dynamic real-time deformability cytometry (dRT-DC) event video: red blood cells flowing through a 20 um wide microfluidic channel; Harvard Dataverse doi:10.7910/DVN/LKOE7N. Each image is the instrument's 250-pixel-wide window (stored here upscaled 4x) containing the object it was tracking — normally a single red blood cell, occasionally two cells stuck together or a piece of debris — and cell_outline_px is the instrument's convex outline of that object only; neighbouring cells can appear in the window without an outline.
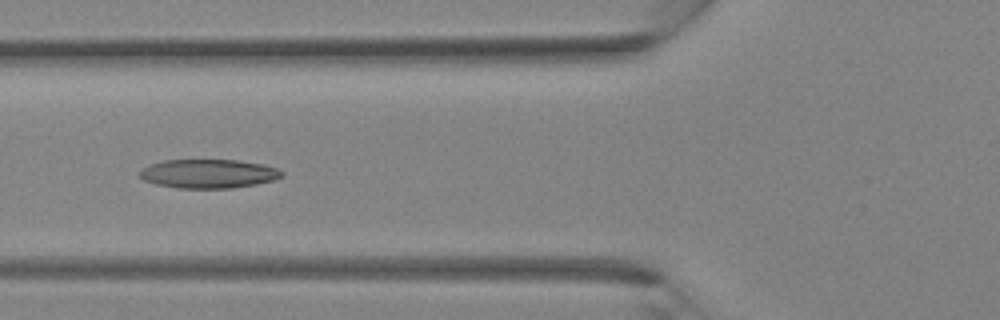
{"species": "Egyptian fruit bat (a non-hibernating species)", "species_latin": "Rousettus aegyptiacus", "temperature_condition": "room temperature", "stored_images_in_passage": 34, "camera_frame_rate_fps": 3000, "um_per_image_px": 0.085, "animal": {"sex": "female"}, "frame": {"image": 1, "passage_image": 11, "time_ms": 3.333, "image_size_px": [1000, 320], "cell_outline_px": [[284, 176], [276, 180], [256, 184], [232, 188], [176, 188], [156, 184], [144, 180], [140, 176], [140, 168], [148, 164], [164, 160], [240, 160], [264, 164], [276, 168], [284, 172]], "centroid_in_image_um": [17.74, 14.76], "position_along_channel_um": 108.1, "area_um2": 24.22}}
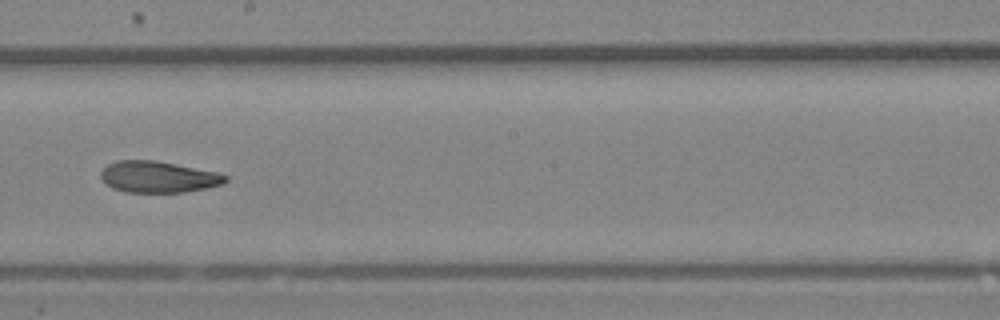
{"frame": {"image": 2, "passage_image": 18, "time_ms": 5.667, "image_size_px": [1000, 320], "cell_outline_px": [[228, 180], [224, 184], [184, 192], [124, 192], [112, 188], [100, 176], [100, 172], [108, 164], [116, 160], [156, 160], [216, 172], [228, 176]], "centroid_in_image_um": [13.45, 15.03], "position_along_channel_um": 234.8, "area_um2": 22.72}}
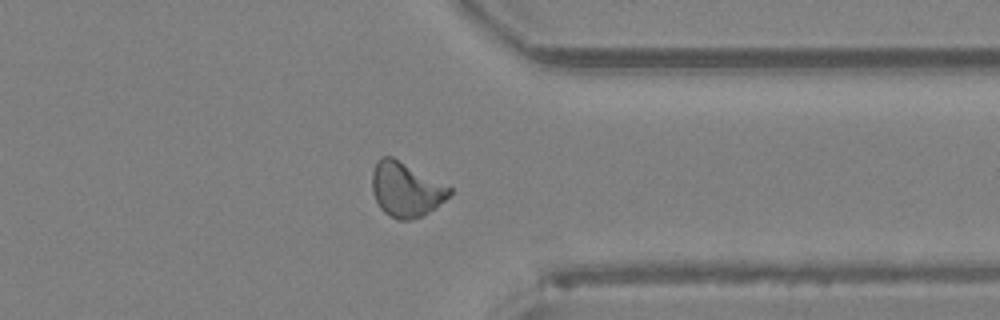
{"frame": {"image": 3, "passage_image": 26, "time_ms": 8.333, "image_size_px": [1000, 320], "cell_outline_px": [[452, 192], [444, 200], [428, 212], [412, 220], [396, 220], [384, 212], [380, 208], [372, 192], [372, 172], [376, 160], [380, 156], [392, 156], [452, 188]], "centroid_in_image_um": [34.46, 16.1], "position_along_channel_um": 376.9, "area_um2": 24.45}}